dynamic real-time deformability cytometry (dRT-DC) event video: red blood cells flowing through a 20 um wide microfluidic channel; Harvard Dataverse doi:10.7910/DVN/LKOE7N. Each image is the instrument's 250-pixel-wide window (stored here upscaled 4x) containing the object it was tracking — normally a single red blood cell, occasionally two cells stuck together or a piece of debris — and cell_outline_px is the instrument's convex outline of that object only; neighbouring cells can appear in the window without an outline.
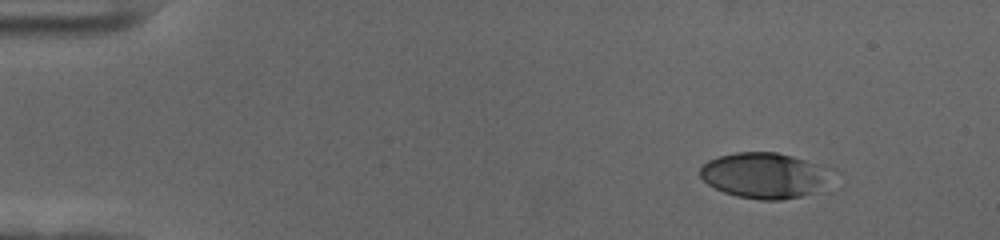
{"species": "human", "species_latin": "Homo sapiens", "temperature_condition": "cold", "stored_images_in_passage": 47, "camera_frame_rate_fps": 3000, "um_per_image_px": 0.085, "donor": {"sex": "female"}, "frame": {"image": 1, "passage_image": 4, "time_ms": 1.0, "image_size_px": [1000, 240], "cell_outline_px": [[836, 168], [824, 188], [800, 196], [780, 200], [760, 200], [736, 196], [724, 192], [708, 184], [700, 176], [700, 168], [708, 160], [720, 156], [736, 152], [776, 152], [792, 156]], "centroid_in_image_um": [65.05, 14.9], "position_along_channel_um": 20.0, "area_um2": 35.32}}
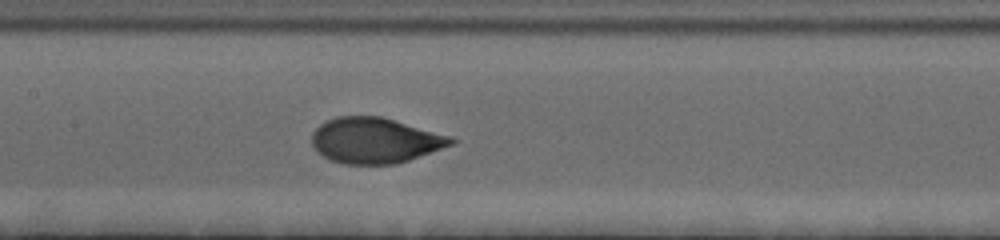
{"frame": {"image": 2, "passage_image": 26, "time_ms": 8.333, "image_size_px": [1000, 240], "cell_outline_px": [[456, 140], [452, 144], [408, 160], [396, 164], [344, 164], [332, 160], [316, 152], [312, 144], [312, 132], [320, 124], [336, 116], [380, 116], [448, 136]], "centroid_in_image_um": [31.8, 11.94], "position_along_channel_um": 175.6, "area_um2": 36.41}}
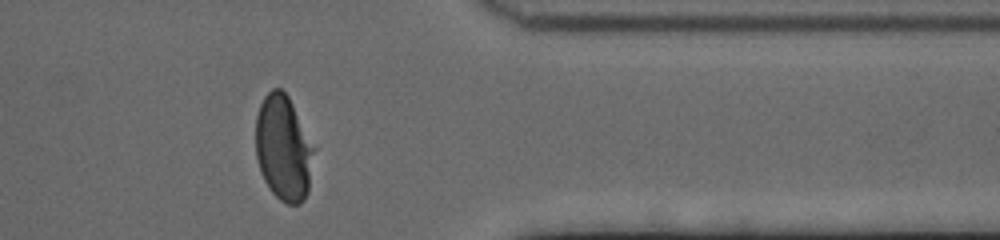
{"frame": {"image": 3, "passage_image": 45, "time_ms": 14.667, "image_size_px": [1000, 240], "cell_outline_px": [[316, 148], [308, 192], [304, 200], [300, 204], [288, 204], [280, 200], [272, 192], [264, 180], [260, 172], [256, 156], [256, 116], [260, 104], [264, 96], [272, 88], [280, 88], [288, 96]], "centroid_in_image_um": [24.11, 12.6], "position_along_channel_um": 387.3, "area_um2": 36.13}, "authors_computed_cell_mechanics": {"area_um2": 36.7608, "velocity_mm_per_s": 3.5319, "shape_relaxation_time_tau1_ms": 3.6005, "shape_relaxation_time_tau2_ms": null, "deformation_change_tau1": 0.1812, "deformation_change_tau2": null}}